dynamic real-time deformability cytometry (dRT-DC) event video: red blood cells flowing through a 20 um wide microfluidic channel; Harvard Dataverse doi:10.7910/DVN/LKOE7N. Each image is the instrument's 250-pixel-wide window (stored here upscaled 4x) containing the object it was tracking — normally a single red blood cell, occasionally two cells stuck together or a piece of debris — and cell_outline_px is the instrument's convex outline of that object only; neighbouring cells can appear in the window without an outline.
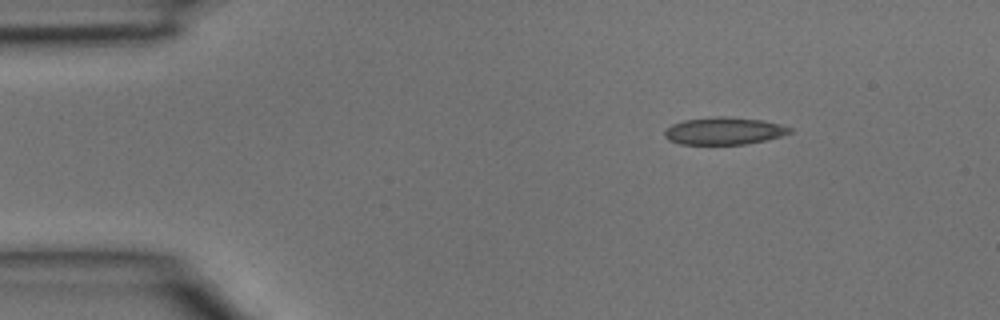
{"species": "common noctule bat (a hibernating species)", "species_latin": "Nyctalus noctula", "temperature_condition": "room temperature", "stored_images_in_passage": 35, "camera_frame_rate_fps": 3000, "um_per_image_px": 0.085, "animal": {"sex": "male", "body_mass_g": 15.6}, "frame": {"image": 1, "passage_image": 1, "time_ms": 0.0, "image_size_px": [1000, 320], "cell_outline_px": [[792, 132], [780, 136], [764, 140], [744, 144], [680, 144], [668, 140], [664, 136], [664, 132], [672, 124], [684, 120], [712, 116], [728, 116], [764, 120], [780, 124], [792, 128]], "centroid_in_image_um": [61.53, 11.11], "position_along_channel_um": 23.5, "area_um2": 20.0}}
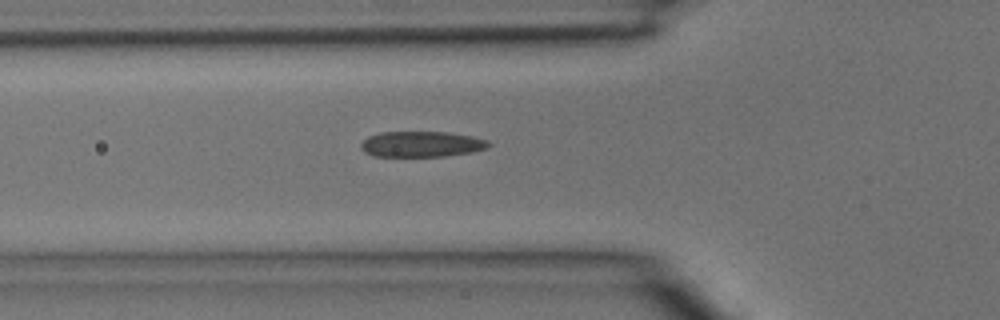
{"frame": {"image": 2, "passage_image": 9, "time_ms": 2.667, "image_size_px": [1000, 320], "cell_outline_px": [[492, 144], [488, 148], [472, 152], [444, 156], [372, 156], [364, 152], [360, 148], [360, 144], [368, 136], [380, 132], [448, 132], [472, 136], [488, 140]], "centroid_in_image_um": [35.84, 12.25], "position_along_channel_um": 90.0, "area_um2": 19.25}}
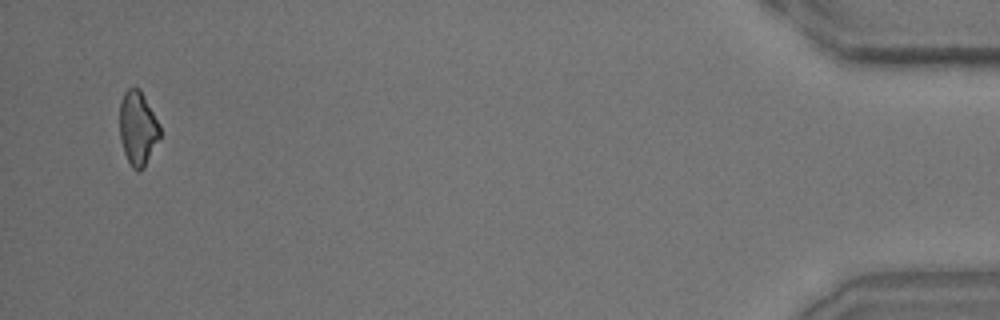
{"frame": {"image": 3, "passage_image": 34, "time_ms": 11.0, "image_size_px": [1000, 320], "cell_outline_px": [[160, 136], [144, 168], [140, 172], [136, 172], [132, 168], [124, 152], [120, 140], [120, 100], [124, 92], [128, 88], [140, 88], [160, 124]], "centroid_in_image_um": [11.71, 10.9], "position_along_channel_um": 423.5, "area_um2": 17.51}}